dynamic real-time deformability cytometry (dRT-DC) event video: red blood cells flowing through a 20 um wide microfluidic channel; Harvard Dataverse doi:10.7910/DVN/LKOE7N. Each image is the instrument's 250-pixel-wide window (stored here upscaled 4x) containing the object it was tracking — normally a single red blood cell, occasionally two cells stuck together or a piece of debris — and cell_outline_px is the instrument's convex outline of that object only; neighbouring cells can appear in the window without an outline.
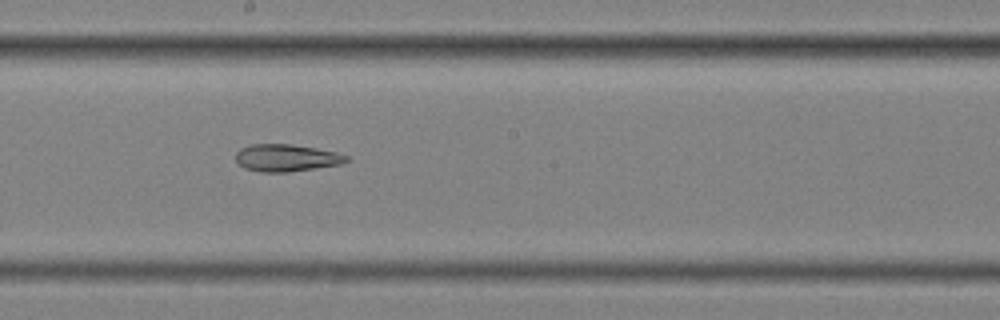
{"species": "common noctule bat (a hibernating species)", "species_latin": "Nyctalus noctula", "temperature_condition": "cold", "stored_images_in_passage": 47, "camera_frame_rate_fps": 3000, "um_per_image_px": 0.085, "animal": {"sex": "female", "body_mass_g": 25.1}, "frame": {"image": 1, "passage_image": 21, "time_ms": 6.667, "image_size_px": [1000, 320], "cell_outline_px": [[348, 160], [340, 164], [288, 172], [260, 172], [244, 168], [236, 160], [236, 152], [240, 148], [252, 144], [292, 144], [316, 148], [336, 152], [348, 156]], "centroid_in_image_um": [24.31, 13.41], "position_along_channel_um": 223.9, "area_um2": 17.46}, "authors_computed_cell_mechanics": {"area_um2": 20.2878, "velocity_mm_per_s": 3.4651, "shape_relaxation_time_tau1_ms": null, "shape_relaxation_time_tau2_ms": 9.1205, "deformation_change_tau1": null, "deformation_change_tau2": 0.1856}}